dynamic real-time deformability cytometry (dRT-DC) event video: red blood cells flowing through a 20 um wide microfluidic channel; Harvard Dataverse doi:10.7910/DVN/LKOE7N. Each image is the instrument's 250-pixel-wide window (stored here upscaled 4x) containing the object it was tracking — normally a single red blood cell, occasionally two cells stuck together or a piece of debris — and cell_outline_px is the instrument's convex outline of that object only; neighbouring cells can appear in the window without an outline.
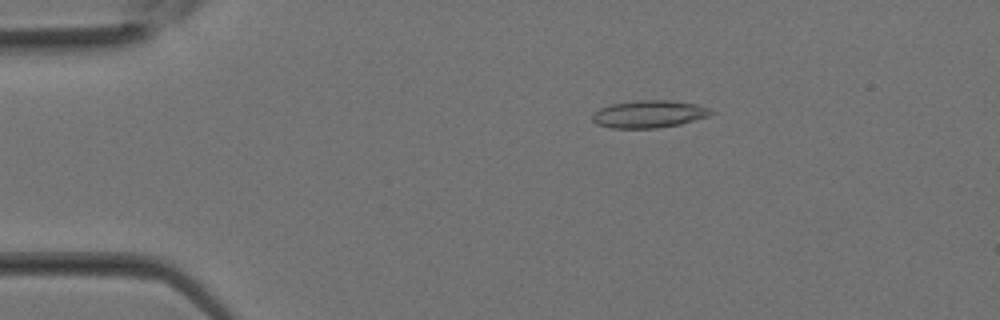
{"species": "Egyptian fruit bat (a non-hibernating species)", "species_latin": "Rousettus aegyptiacus", "temperature_condition": "room temperature", "stored_images_in_passage": 11, "camera_frame_rate_fps": 3000, "um_per_image_px": 0.085, "animal": {"sex": "female"}, "frame": {"image": 1, "passage_image": 5, "time_ms": 1.333, "image_size_px": [1000, 320], "cell_outline_px": [[716, 112], [708, 116], [680, 124], [656, 128], [612, 128], [596, 124], [592, 120], [592, 112], [600, 108], [612, 104], [640, 100], [668, 100], [696, 104], [708, 108]], "centroid_in_image_um": [55.14, 9.7], "position_along_channel_um": 29.9, "area_um2": 18.9}}
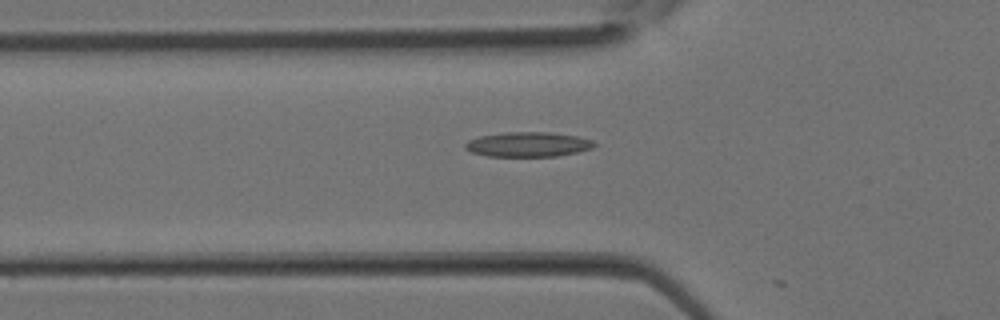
{"frame": {"image": 2, "passage_image": 10, "time_ms": 3.0, "image_size_px": [1000, 320], "cell_outline_px": [[596, 144], [592, 148], [576, 152], [556, 156], [488, 156], [472, 152], [464, 148], [464, 144], [468, 140], [480, 136], [504, 132], [548, 132], [576, 136], [592, 140]], "centroid_in_image_um": [44.85, 12.27], "position_along_channel_um": 80.9, "area_um2": 18.5}}